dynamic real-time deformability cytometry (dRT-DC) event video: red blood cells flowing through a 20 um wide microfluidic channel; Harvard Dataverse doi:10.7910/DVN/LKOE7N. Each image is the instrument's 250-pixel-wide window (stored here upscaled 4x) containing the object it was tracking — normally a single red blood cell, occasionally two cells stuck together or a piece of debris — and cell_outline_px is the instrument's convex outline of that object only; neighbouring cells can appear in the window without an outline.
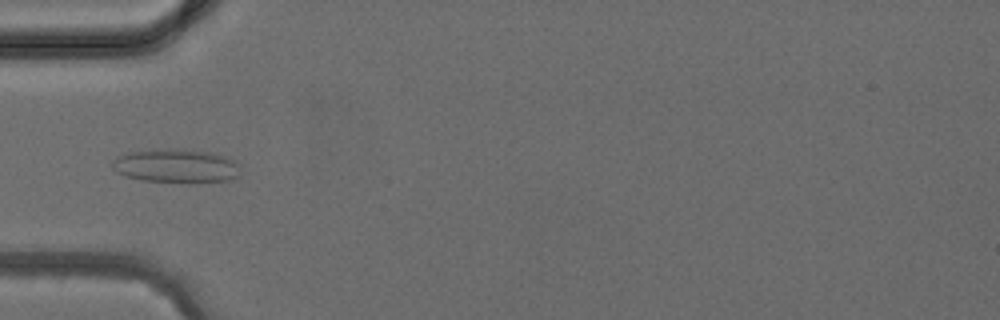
{"species": "common noctule bat (a hibernating species)", "species_latin": "Nyctalus noctula", "temperature_condition": "cold", "stored_images_in_passage": 4, "camera_frame_rate_fps": 3000, "um_per_image_px": 0.085, "animal": {"sex": "female", "body_mass_g": 24.6, "forearm_length_mm": 56.2}, "frame": {"image": 1, "passage_image": 4, "time_ms": 3.333, "image_size_px": [1000, 320], "cell_outline_px": [[240, 164], [236, 176], [228, 180], [144, 180], [124, 176], [116, 172], [112, 168], [112, 160], [128, 152], [184, 148], [212, 152], [236, 160]], "centroid_in_image_um": [14.95, 14.05], "position_along_channel_um": 70.0, "area_um2": 24.33}}